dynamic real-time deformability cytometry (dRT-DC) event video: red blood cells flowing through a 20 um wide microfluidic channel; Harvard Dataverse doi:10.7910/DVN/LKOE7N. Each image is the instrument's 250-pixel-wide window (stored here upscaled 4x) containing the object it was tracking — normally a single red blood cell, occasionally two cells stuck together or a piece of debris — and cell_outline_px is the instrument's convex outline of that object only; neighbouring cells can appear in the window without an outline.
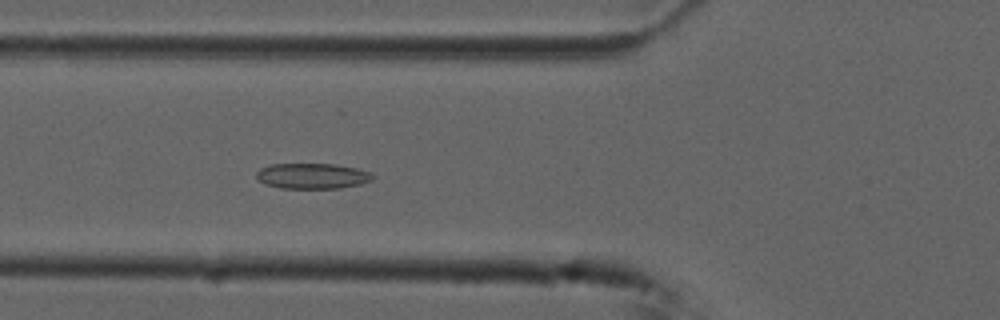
{"species": "common noctule bat (a hibernating species)", "species_latin": "Nyctalus noctula", "temperature_condition": "cold", "stored_images_in_passage": 39, "camera_frame_rate_fps": 3000, "um_per_image_px": 0.085, "animal": {"sex": "male", "forearm_length_mm": 52.5}, "frame": {"image": 1, "passage_image": 20, "time_ms": 6.333, "image_size_px": [1000, 320], "cell_outline_px": [[376, 176], [372, 180], [360, 184], [340, 188], [280, 188], [264, 184], [256, 176], [256, 172], [260, 168], [272, 164], [332, 164], [356, 168], [372, 172]], "centroid_in_image_um": [26.57, 14.96], "position_along_channel_um": 99.2, "area_um2": 17.34}}
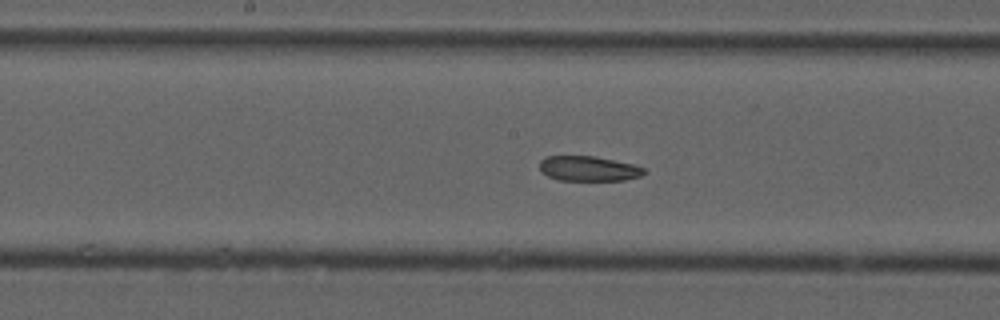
{"frame": {"image": 2, "passage_image": 28, "time_ms": 9.0, "image_size_px": [1000, 320], "cell_outline_px": [[648, 172], [640, 176], [624, 180], [560, 180], [548, 176], [540, 172], [540, 160], [544, 156], [596, 156], [636, 164], [644, 168]], "centroid_in_image_um": [50.05, 14.32], "position_along_channel_um": 198.2, "area_um2": 15.43}}
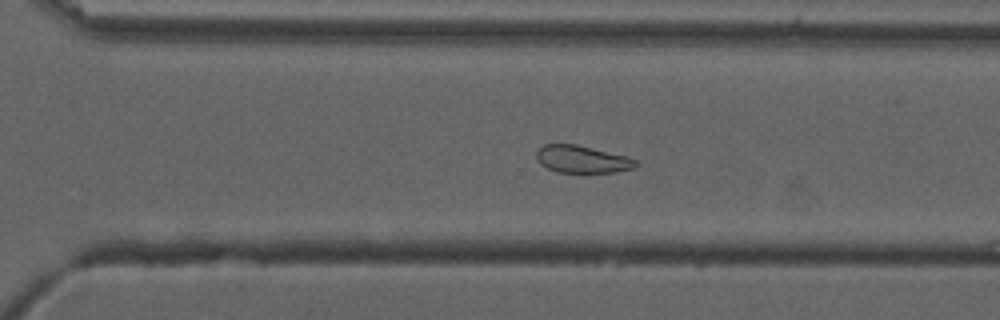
{"frame": {"image": 3, "passage_image": 38, "time_ms": 12.333, "image_size_px": [1000, 320], "cell_outline_px": [[640, 164], [632, 168], [616, 172], [584, 176], [556, 172], [540, 164], [536, 156], [536, 152], [544, 144], [576, 144], [628, 156], [636, 160]], "centroid_in_image_um": [49.51, 13.59], "position_along_channel_um": 321.1, "area_um2": 16.7}}